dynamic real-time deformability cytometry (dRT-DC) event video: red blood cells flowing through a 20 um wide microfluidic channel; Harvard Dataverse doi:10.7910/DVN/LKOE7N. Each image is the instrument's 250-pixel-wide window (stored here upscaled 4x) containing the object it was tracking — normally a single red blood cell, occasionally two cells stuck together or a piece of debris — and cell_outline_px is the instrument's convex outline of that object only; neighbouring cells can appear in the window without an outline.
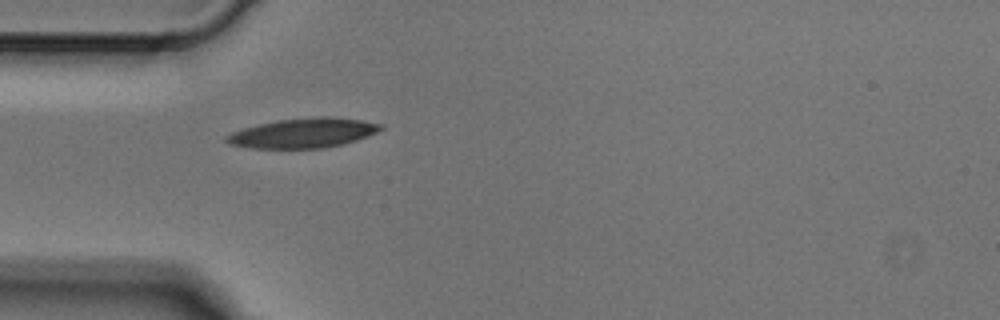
{"species": "Egyptian fruit bat (a non-hibernating species)", "species_latin": "Rousettus aegyptiacus", "temperature_condition": "cold", "stored_images_in_passage": 1, "camera_frame_rate_fps": 3000, "um_per_image_px": 0.085, "animal": {"sex": "male"}, "frame": {"image": 1, "passage_image": 1, "time_ms": 0.0, "image_size_px": [1000, 320], "cell_outline_px": [[384, 128], [368, 136], [344, 144], [324, 148], [252, 148], [232, 144], [224, 140], [224, 136], [232, 132], [244, 128], [260, 124], [280, 120], [320, 116], [328, 116], [364, 120], [384, 124]], "centroid_in_image_um": [25.83, 11.3], "position_along_channel_um": 59.2, "area_um2": 26.59}}